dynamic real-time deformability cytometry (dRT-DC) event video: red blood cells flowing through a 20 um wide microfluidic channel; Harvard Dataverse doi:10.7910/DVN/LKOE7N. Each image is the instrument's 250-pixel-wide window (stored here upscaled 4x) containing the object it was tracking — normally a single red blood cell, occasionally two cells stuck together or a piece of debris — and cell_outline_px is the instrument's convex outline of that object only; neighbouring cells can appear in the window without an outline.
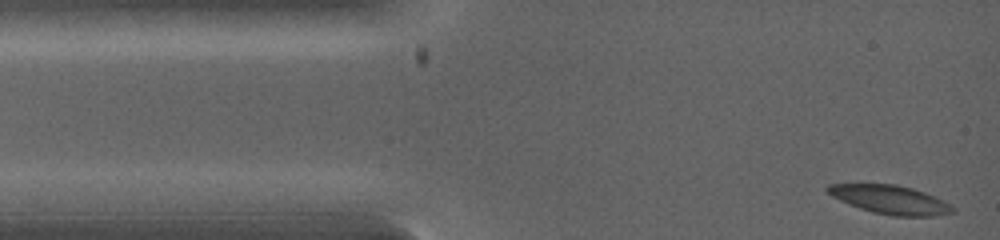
{"species": "common noctule bat (a hibernating species)", "species_latin": "Nyctalus noctula", "temperature_condition": "warm", "stored_images_in_passage": 5, "camera_frame_rate_fps": 5000, "um_per_image_px": 0.085, "animal": {"sex": "female", "body_mass_g": 19.0, "forearm_length_mm": 53.3}, "frame": {"image": 1, "passage_image": 1, "time_ms": 0.0, "image_size_px": [1000, 240], "cell_outline_px": [[956, 212], [932, 216], [892, 216], [872, 212], [848, 204], [832, 196], [824, 188], [828, 184], [896, 184], [912, 188], [924, 192], [948, 204]], "centroid_in_image_um": [75.61, 16.97], "position_along_channel_um": 9.4, "area_um2": 20.63}}